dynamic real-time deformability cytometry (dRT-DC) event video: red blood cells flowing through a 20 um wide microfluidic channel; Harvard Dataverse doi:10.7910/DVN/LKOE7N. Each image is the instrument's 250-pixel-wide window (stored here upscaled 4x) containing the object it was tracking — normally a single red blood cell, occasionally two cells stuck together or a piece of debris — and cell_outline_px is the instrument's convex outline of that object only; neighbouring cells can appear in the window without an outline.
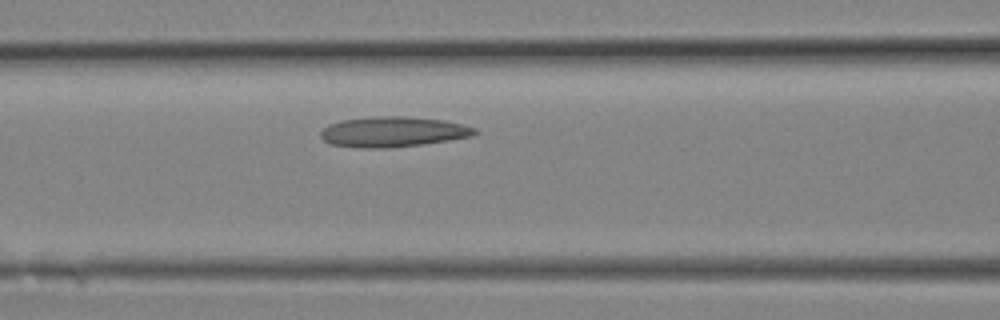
{"species": "Egyptian fruit bat (a non-hibernating species)", "species_latin": "Rousettus aegyptiacus", "temperature_condition": "room temperature", "stored_images_in_passage": 6, "camera_frame_rate_fps": 3000, "um_per_image_px": 0.085, "animal": {"sex": "female"}, "frame": {"image": 1, "passage_image": 6, "time_ms": 1.667, "image_size_px": [1000, 320], "cell_outline_px": [[480, 132], [472, 136], [424, 144], [388, 148], [360, 148], [332, 144], [324, 140], [320, 136], [320, 132], [328, 124], [340, 120], [380, 116], [404, 116], [444, 120], [464, 124], [476, 128]], "centroid_in_image_um": [33.43, 11.2], "position_along_channel_um": 133.2, "area_um2": 27.34}}